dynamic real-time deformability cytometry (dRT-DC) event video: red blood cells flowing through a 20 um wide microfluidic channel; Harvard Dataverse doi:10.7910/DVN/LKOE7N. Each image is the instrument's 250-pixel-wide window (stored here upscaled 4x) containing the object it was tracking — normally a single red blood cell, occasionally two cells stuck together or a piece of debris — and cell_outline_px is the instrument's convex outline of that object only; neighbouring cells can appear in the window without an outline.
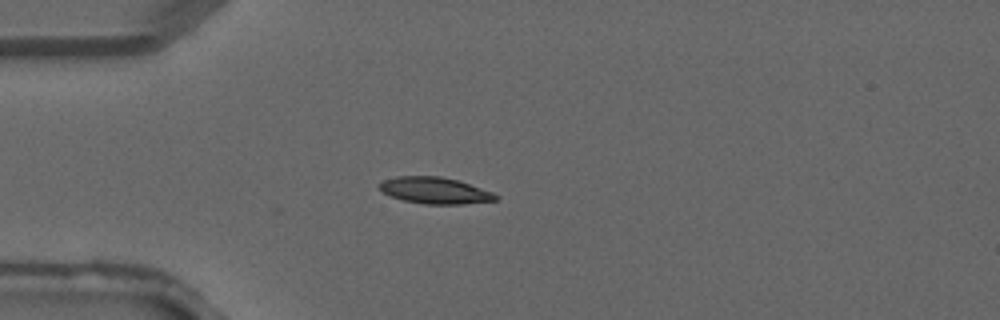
{"species": "common noctule bat (a hibernating species)", "species_latin": "Nyctalus noctula", "temperature_condition": "warm", "stored_images_in_passage": 2, "camera_frame_rate_fps": 3000, "um_per_image_px": 0.085, "animal": {"sex": "male", "forearm_length_mm": 52.5}, "frame": {"image": 1, "passage_image": 2, "time_ms": 0.333, "image_size_px": [1000, 320], "cell_outline_px": [[500, 196], [496, 200], [460, 204], [424, 204], [404, 200], [392, 196], [384, 192], [376, 184], [384, 180], [396, 176], [440, 176], [456, 180], [492, 192]], "centroid_in_image_um": [36.94, 16.19], "position_along_channel_um": 48.1, "area_um2": 17.69}}